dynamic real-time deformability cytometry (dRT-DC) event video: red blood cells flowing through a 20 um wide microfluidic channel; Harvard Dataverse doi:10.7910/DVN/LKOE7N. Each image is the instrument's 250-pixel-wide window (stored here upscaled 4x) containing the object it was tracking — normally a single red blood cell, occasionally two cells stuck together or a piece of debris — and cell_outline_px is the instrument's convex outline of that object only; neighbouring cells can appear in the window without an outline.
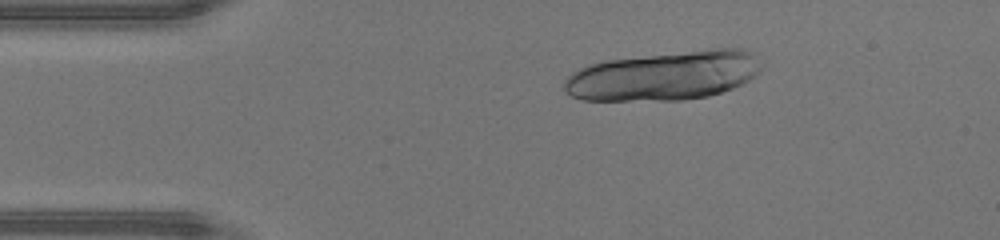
{"species": "human", "species_latin": "Homo sapiens", "temperature_condition": "warm", "stored_images_in_passage": 14, "camera_frame_rate_fps": 3000, "um_per_image_px": 0.085, "donor": {"sex": "male"}, "frame": {"image": 1, "passage_image": 7, "time_ms": 2.0, "image_size_px": [1000, 240], "cell_outline_px": [[764, 64], [760, 72], [756, 76], [732, 88], [708, 96], [684, 100], [580, 100], [564, 92], [564, 80], [572, 72], [588, 64], [604, 60], [712, 48], [744, 48], [752, 52]], "centroid_in_image_um": [56.47, 6.42], "position_along_channel_um": 28.5, "area_um2": 56.93}}